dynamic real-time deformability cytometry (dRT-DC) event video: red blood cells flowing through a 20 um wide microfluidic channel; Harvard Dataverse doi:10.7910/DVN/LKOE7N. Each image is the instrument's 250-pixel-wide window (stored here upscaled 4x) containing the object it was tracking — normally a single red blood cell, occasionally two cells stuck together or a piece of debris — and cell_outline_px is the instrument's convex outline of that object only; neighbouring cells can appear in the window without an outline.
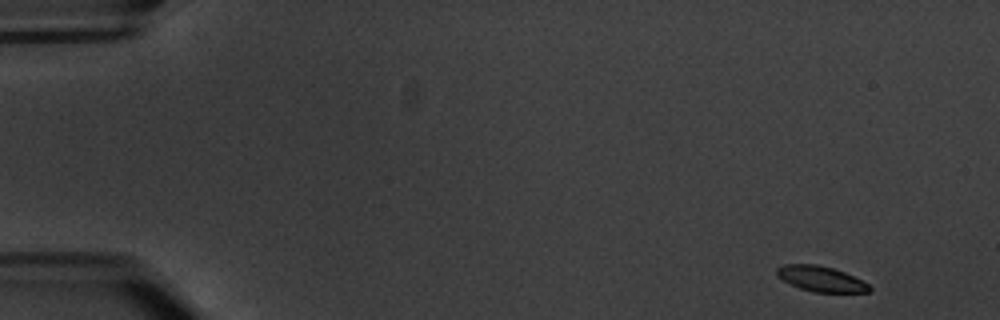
{"species": "common noctule bat (a hibernating species)", "species_latin": "Nyctalus noctula", "temperature_condition": "warm", "stored_images_in_passage": 6, "camera_frame_rate_fps": 3000, "um_per_image_px": 0.085, "animal": {"sex": "male", "body_mass_g": 20.1, "forearm_length_mm": 53.5}, "frame": {"image": 1, "passage_image": 1, "time_ms": 0.0, "image_size_px": [1000, 320], "cell_outline_px": [[872, 292], [812, 292], [800, 288], [776, 276], [776, 268], [784, 264], [816, 264], [832, 268], [844, 272], [868, 284], [872, 288]], "centroid_in_image_um": [69.76, 23.7], "position_along_channel_um": 15.2, "area_um2": 13.58}}
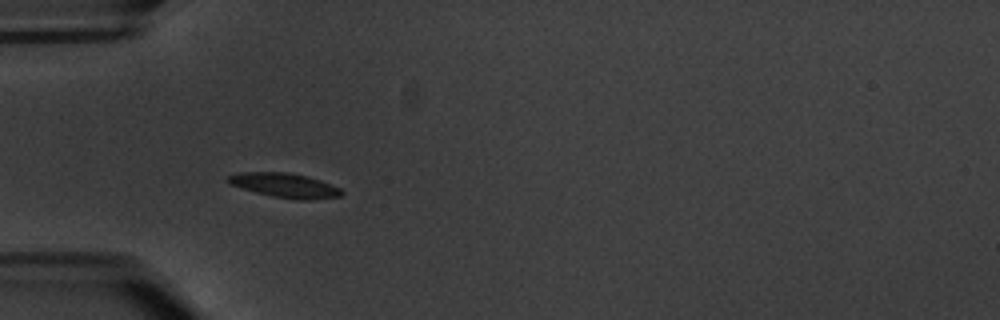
{"frame": {"image": 2, "passage_image": 5, "time_ms": 5.0, "image_size_px": [1000, 320], "cell_outline_px": [[344, 192], [340, 196], [308, 200], [296, 200], [272, 196], [256, 192], [228, 184], [224, 180], [228, 176], [240, 172], [288, 172], [308, 176], [320, 180], [340, 188]], "centroid_in_image_um": [24.18, 15.75], "position_along_channel_um": 60.8, "area_um2": 16.24}}